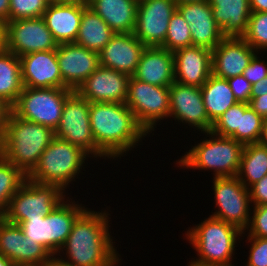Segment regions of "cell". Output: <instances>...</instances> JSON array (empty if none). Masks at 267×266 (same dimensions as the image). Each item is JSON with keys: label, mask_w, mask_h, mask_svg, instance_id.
Returning <instances> with one entry per match:
<instances>
[{"label": "cell", "mask_w": 267, "mask_h": 266, "mask_svg": "<svg viewBox=\"0 0 267 266\" xmlns=\"http://www.w3.org/2000/svg\"><path fill=\"white\" fill-rule=\"evenodd\" d=\"M108 213L106 209L98 212L86 207L74 221L56 259L68 266H118L122 259L109 232ZM63 251L64 258L60 255Z\"/></svg>", "instance_id": "6da1fadb"}, {"label": "cell", "mask_w": 267, "mask_h": 266, "mask_svg": "<svg viewBox=\"0 0 267 266\" xmlns=\"http://www.w3.org/2000/svg\"><path fill=\"white\" fill-rule=\"evenodd\" d=\"M89 117L95 144L110 160L121 159L148 135L125 103H90Z\"/></svg>", "instance_id": "7a4b0ae2"}, {"label": "cell", "mask_w": 267, "mask_h": 266, "mask_svg": "<svg viewBox=\"0 0 267 266\" xmlns=\"http://www.w3.org/2000/svg\"><path fill=\"white\" fill-rule=\"evenodd\" d=\"M54 138L52 128L24 120L11 110L0 154L27 176Z\"/></svg>", "instance_id": "3957f363"}, {"label": "cell", "mask_w": 267, "mask_h": 266, "mask_svg": "<svg viewBox=\"0 0 267 266\" xmlns=\"http://www.w3.org/2000/svg\"><path fill=\"white\" fill-rule=\"evenodd\" d=\"M185 234L184 237L198 257L187 265L211 266L232 262L237 240L245 233L236 226L209 215L203 222L188 228Z\"/></svg>", "instance_id": "277c9868"}, {"label": "cell", "mask_w": 267, "mask_h": 266, "mask_svg": "<svg viewBox=\"0 0 267 266\" xmlns=\"http://www.w3.org/2000/svg\"><path fill=\"white\" fill-rule=\"evenodd\" d=\"M207 137L186 151L175 163L191 170H213V177L237 176L244 145L230 137L203 132Z\"/></svg>", "instance_id": "5b68a950"}, {"label": "cell", "mask_w": 267, "mask_h": 266, "mask_svg": "<svg viewBox=\"0 0 267 266\" xmlns=\"http://www.w3.org/2000/svg\"><path fill=\"white\" fill-rule=\"evenodd\" d=\"M88 157L80 147L55 137L27 179L39 184L57 185L65 192L71 186L69 184L82 173L81 170L85 169L83 164H86Z\"/></svg>", "instance_id": "8992f818"}, {"label": "cell", "mask_w": 267, "mask_h": 266, "mask_svg": "<svg viewBox=\"0 0 267 266\" xmlns=\"http://www.w3.org/2000/svg\"><path fill=\"white\" fill-rule=\"evenodd\" d=\"M57 185L39 184L26 179L9 202L4 219L13 224L29 218H44L66 198Z\"/></svg>", "instance_id": "52a82bcc"}, {"label": "cell", "mask_w": 267, "mask_h": 266, "mask_svg": "<svg viewBox=\"0 0 267 266\" xmlns=\"http://www.w3.org/2000/svg\"><path fill=\"white\" fill-rule=\"evenodd\" d=\"M74 91L69 88L23 87L11 110L20 118L52 128L59 125L66 99Z\"/></svg>", "instance_id": "ba28073f"}, {"label": "cell", "mask_w": 267, "mask_h": 266, "mask_svg": "<svg viewBox=\"0 0 267 266\" xmlns=\"http://www.w3.org/2000/svg\"><path fill=\"white\" fill-rule=\"evenodd\" d=\"M125 104L137 122L151 134L159 121L169 118V86L151 85L130 76Z\"/></svg>", "instance_id": "9c48e42d"}, {"label": "cell", "mask_w": 267, "mask_h": 266, "mask_svg": "<svg viewBox=\"0 0 267 266\" xmlns=\"http://www.w3.org/2000/svg\"><path fill=\"white\" fill-rule=\"evenodd\" d=\"M89 111L90 102L74 91L64 103L55 137L80 147L92 159H106L95 144Z\"/></svg>", "instance_id": "30bf717a"}, {"label": "cell", "mask_w": 267, "mask_h": 266, "mask_svg": "<svg viewBox=\"0 0 267 266\" xmlns=\"http://www.w3.org/2000/svg\"><path fill=\"white\" fill-rule=\"evenodd\" d=\"M213 181L215 205L218 210L210 216L232 224L246 233L252 211L249 189L237 176L213 177Z\"/></svg>", "instance_id": "8fae6325"}, {"label": "cell", "mask_w": 267, "mask_h": 266, "mask_svg": "<svg viewBox=\"0 0 267 266\" xmlns=\"http://www.w3.org/2000/svg\"><path fill=\"white\" fill-rule=\"evenodd\" d=\"M51 31L43 17L6 22L5 50L21 57L38 51L57 49Z\"/></svg>", "instance_id": "7c38bea8"}, {"label": "cell", "mask_w": 267, "mask_h": 266, "mask_svg": "<svg viewBox=\"0 0 267 266\" xmlns=\"http://www.w3.org/2000/svg\"><path fill=\"white\" fill-rule=\"evenodd\" d=\"M175 0H138L134 35L146 46L160 47L166 38Z\"/></svg>", "instance_id": "4fadbf2b"}, {"label": "cell", "mask_w": 267, "mask_h": 266, "mask_svg": "<svg viewBox=\"0 0 267 266\" xmlns=\"http://www.w3.org/2000/svg\"><path fill=\"white\" fill-rule=\"evenodd\" d=\"M0 253L15 266H48L53 259L42 245L25 237L19 225L5 219L0 222Z\"/></svg>", "instance_id": "5bb4252c"}, {"label": "cell", "mask_w": 267, "mask_h": 266, "mask_svg": "<svg viewBox=\"0 0 267 266\" xmlns=\"http://www.w3.org/2000/svg\"><path fill=\"white\" fill-rule=\"evenodd\" d=\"M169 118L195 128L201 133L210 132L213 123L206 112L201 88L174 81L169 86Z\"/></svg>", "instance_id": "9a60e30c"}, {"label": "cell", "mask_w": 267, "mask_h": 266, "mask_svg": "<svg viewBox=\"0 0 267 266\" xmlns=\"http://www.w3.org/2000/svg\"><path fill=\"white\" fill-rule=\"evenodd\" d=\"M130 76L99 66L76 90L90 103H125Z\"/></svg>", "instance_id": "2e32d148"}, {"label": "cell", "mask_w": 267, "mask_h": 266, "mask_svg": "<svg viewBox=\"0 0 267 266\" xmlns=\"http://www.w3.org/2000/svg\"><path fill=\"white\" fill-rule=\"evenodd\" d=\"M56 54L62 81L73 91L100 66L99 53L75 43L58 44Z\"/></svg>", "instance_id": "e0dca14e"}, {"label": "cell", "mask_w": 267, "mask_h": 266, "mask_svg": "<svg viewBox=\"0 0 267 266\" xmlns=\"http://www.w3.org/2000/svg\"><path fill=\"white\" fill-rule=\"evenodd\" d=\"M22 82L29 88H68L62 81L56 49L20 57Z\"/></svg>", "instance_id": "ac0fdd59"}, {"label": "cell", "mask_w": 267, "mask_h": 266, "mask_svg": "<svg viewBox=\"0 0 267 266\" xmlns=\"http://www.w3.org/2000/svg\"><path fill=\"white\" fill-rule=\"evenodd\" d=\"M177 11L189 24L192 46L213 50L225 38L214 20L208 1L177 5Z\"/></svg>", "instance_id": "d6986e66"}, {"label": "cell", "mask_w": 267, "mask_h": 266, "mask_svg": "<svg viewBox=\"0 0 267 266\" xmlns=\"http://www.w3.org/2000/svg\"><path fill=\"white\" fill-rule=\"evenodd\" d=\"M145 48L133 33H115L99 52V64L132 76Z\"/></svg>", "instance_id": "ffe728a7"}, {"label": "cell", "mask_w": 267, "mask_h": 266, "mask_svg": "<svg viewBox=\"0 0 267 266\" xmlns=\"http://www.w3.org/2000/svg\"><path fill=\"white\" fill-rule=\"evenodd\" d=\"M256 53L242 37H225L212 50V74L225 79L242 75Z\"/></svg>", "instance_id": "44dd1931"}, {"label": "cell", "mask_w": 267, "mask_h": 266, "mask_svg": "<svg viewBox=\"0 0 267 266\" xmlns=\"http://www.w3.org/2000/svg\"><path fill=\"white\" fill-rule=\"evenodd\" d=\"M176 82L201 87L212 74V50L189 46L173 52Z\"/></svg>", "instance_id": "7402d4cb"}, {"label": "cell", "mask_w": 267, "mask_h": 266, "mask_svg": "<svg viewBox=\"0 0 267 266\" xmlns=\"http://www.w3.org/2000/svg\"><path fill=\"white\" fill-rule=\"evenodd\" d=\"M84 4L52 1L43 19L58 44L74 43L80 27Z\"/></svg>", "instance_id": "603a6c76"}, {"label": "cell", "mask_w": 267, "mask_h": 266, "mask_svg": "<svg viewBox=\"0 0 267 266\" xmlns=\"http://www.w3.org/2000/svg\"><path fill=\"white\" fill-rule=\"evenodd\" d=\"M72 199L67 197L46 216V250L53 257H57L71 232L74 221L86 209L82 203L79 204Z\"/></svg>", "instance_id": "cb8c5ba5"}, {"label": "cell", "mask_w": 267, "mask_h": 266, "mask_svg": "<svg viewBox=\"0 0 267 266\" xmlns=\"http://www.w3.org/2000/svg\"><path fill=\"white\" fill-rule=\"evenodd\" d=\"M132 76L151 85L170 86L175 81L173 52L158 46L146 47Z\"/></svg>", "instance_id": "d4e9b609"}, {"label": "cell", "mask_w": 267, "mask_h": 266, "mask_svg": "<svg viewBox=\"0 0 267 266\" xmlns=\"http://www.w3.org/2000/svg\"><path fill=\"white\" fill-rule=\"evenodd\" d=\"M214 20L225 37H242L251 15L249 0H208Z\"/></svg>", "instance_id": "484cf974"}, {"label": "cell", "mask_w": 267, "mask_h": 266, "mask_svg": "<svg viewBox=\"0 0 267 266\" xmlns=\"http://www.w3.org/2000/svg\"><path fill=\"white\" fill-rule=\"evenodd\" d=\"M88 6L115 33H134L138 0H90Z\"/></svg>", "instance_id": "4316f807"}, {"label": "cell", "mask_w": 267, "mask_h": 266, "mask_svg": "<svg viewBox=\"0 0 267 266\" xmlns=\"http://www.w3.org/2000/svg\"><path fill=\"white\" fill-rule=\"evenodd\" d=\"M115 32L88 5H84L75 44L99 53Z\"/></svg>", "instance_id": "83f0119b"}, {"label": "cell", "mask_w": 267, "mask_h": 266, "mask_svg": "<svg viewBox=\"0 0 267 266\" xmlns=\"http://www.w3.org/2000/svg\"><path fill=\"white\" fill-rule=\"evenodd\" d=\"M200 88L208 118L212 123L228 108L238 103L225 78L211 74Z\"/></svg>", "instance_id": "f1b7e54d"}, {"label": "cell", "mask_w": 267, "mask_h": 266, "mask_svg": "<svg viewBox=\"0 0 267 266\" xmlns=\"http://www.w3.org/2000/svg\"><path fill=\"white\" fill-rule=\"evenodd\" d=\"M23 87L20 57L6 50L0 52V99L12 108Z\"/></svg>", "instance_id": "f546056e"}, {"label": "cell", "mask_w": 267, "mask_h": 266, "mask_svg": "<svg viewBox=\"0 0 267 266\" xmlns=\"http://www.w3.org/2000/svg\"><path fill=\"white\" fill-rule=\"evenodd\" d=\"M265 175H267V147L258 143L244 145L238 179L249 189Z\"/></svg>", "instance_id": "4dcf8cb0"}, {"label": "cell", "mask_w": 267, "mask_h": 266, "mask_svg": "<svg viewBox=\"0 0 267 266\" xmlns=\"http://www.w3.org/2000/svg\"><path fill=\"white\" fill-rule=\"evenodd\" d=\"M27 176L0 154V212L7 211L9 202Z\"/></svg>", "instance_id": "1f68e13d"}, {"label": "cell", "mask_w": 267, "mask_h": 266, "mask_svg": "<svg viewBox=\"0 0 267 266\" xmlns=\"http://www.w3.org/2000/svg\"><path fill=\"white\" fill-rule=\"evenodd\" d=\"M263 120L248 103L240 102L239 127L230 138L243 145L257 143L261 134Z\"/></svg>", "instance_id": "d6a6232c"}, {"label": "cell", "mask_w": 267, "mask_h": 266, "mask_svg": "<svg viewBox=\"0 0 267 266\" xmlns=\"http://www.w3.org/2000/svg\"><path fill=\"white\" fill-rule=\"evenodd\" d=\"M189 46H192L189 24L176 10L170 18L165 41L160 47L175 52Z\"/></svg>", "instance_id": "836d02e7"}, {"label": "cell", "mask_w": 267, "mask_h": 266, "mask_svg": "<svg viewBox=\"0 0 267 266\" xmlns=\"http://www.w3.org/2000/svg\"><path fill=\"white\" fill-rule=\"evenodd\" d=\"M242 38L258 53L267 51V12H251Z\"/></svg>", "instance_id": "e575fe53"}, {"label": "cell", "mask_w": 267, "mask_h": 266, "mask_svg": "<svg viewBox=\"0 0 267 266\" xmlns=\"http://www.w3.org/2000/svg\"><path fill=\"white\" fill-rule=\"evenodd\" d=\"M50 2V0H10L9 21L43 17Z\"/></svg>", "instance_id": "d590c367"}, {"label": "cell", "mask_w": 267, "mask_h": 266, "mask_svg": "<svg viewBox=\"0 0 267 266\" xmlns=\"http://www.w3.org/2000/svg\"><path fill=\"white\" fill-rule=\"evenodd\" d=\"M240 102L228 108L213 123L211 132L222 137H230L239 127Z\"/></svg>", "instance_id": "8d00e7d4"}, {"label": "cell", "mask_w": 267, "mask_h": 266, "mask_svg": "<svg viewBox=\"0 0 267 266\" xmlns=\"http://www.w3.org/2000/svg\"><path fill=\"white\" fill-rule=\"evenodd\" d=\"M250 223L246 236L267 238V204L252 205ZM253 214V215H252ZM250 228V229H249Z\"/></svg>", "instance_id": "74e56055"}, {"label": "cell", "mask_w": 267, "mask_h": 266, "mask_svg": "<svg viewBox=\"0 0 267 266\" xmlns=\"http://www.w3.org/2000/svg\"><path fill=\"white\" fill-rule=\"evenodd\" d=\"M25 237L31 238L46 249V216L44 218H29L18 224Z\"/></svg>", "instance_id": "f35d334b"}, {"label": "cell", "mask_w": 267, "mask_h": 266, "mask_svg": "<svg viewBox=\"0 0 267 266\" xmlns=\"http://www.w3.org/2000/svg\"><path fill=\"white\" fill-rule=\"evenodd\" d=\"M251 244L245 266H267V238L247 236Z\"/></svg>", "instance_id": "ab89813d"}, {"label": "cell", "mask_w": 267, "mask_h": 266, "mask_svg": "<svg viewBox=\"0 0 267 266\" xmlns=\"http://www.w3.org/2000/svg\"><path fill=\"white\" fill-rule=\"evenodd\" d=\"M258 54L253 56L242 74L252 85L267 77V62L261 60Z\"/></svg>", "instance_id": "60d3db41"}, {"label": "cell", "mask_w": 267, "mask_h": 266, "mask_svg": "<svg viewBox=\"0 0 267 266\" xmlns=\"http://www.w3.org/2000/svg\"><path fill=\"white\" fill-rule=\"evenodd\" d=\"M229 86L238 102L249 103L252 84L243 76L237 75L227 79Z\"/></svg>", "instance_id": "b9f144b4"}, {"label": "cell", "mask_w": 267, "mask_h": 266, "mask_svg": "<svg viewBox=\"0 0 267 266\" xmlns=\"http://www.w3.org/2000/svg\"><path fill=\"white\" fill-rule=\"evenodd\" d=\"M251 203L253 205L267 204V175L249 188Z\"/></svg>", "instance_id": "7bdbcfd3"}, {"label": "cell", "mask_w": 267, "mask_h": 266, "mask_svg": "<svg viewBox=\"0 0 267 266\" xmlns=\"http://www.w3.org/2000/svg\"><path fill=\"white\" fill-rule=\"evenodd\" d=\"M249 106L263 119L267 118V93L257 97H251Z\"/></svg>", "instance_id": "ee69618b"}, {"label": "cell", "mask_w": 267, "mask_h": 266, "mask_svg": "<svg viewBox=\"0 0 267 266\" xmlns=\"http://www.w3.org/2000/svg\"><path fill=\"white\" fill-rule=\"evenodd\" d=\"M11 107L0 99V144L2 143Z\"/></svg>", "instance_id": "f6af8a7d"}, {"label": "cell", "mask_w": 267, "mask_h": 266, "mask_svg": "<svg viewBox=\"0 0 267 266\" xmlns=\"http://www.w3.org/2000/svg\"><path fill=\"white\" fill-rule=\"evenodd\" d=\"M267 93V77L254 83L251 88V97L261 96Z\"/></svg>", "instance_id": "bcb514c9"}, {"label": "cell", "mask_w": 267, "mask_h": 266, "mask_svg": "<svg viewBox=\"0 0 267 266\" xmlns=\"http://www.w3.org/2000/svg\"><path fill=\"white\" fill-rule=\"evenodd\" d=\"M251 12H267V0H249Z\"/></svg>", "instance_id": "7dc6e473"}, {"label": "cell", "mask_w": 267, "mask_h": 266, "mask_svg": "<svg viewBox=\"0 0 267 266\" xmlns=\"http://www.w3.org/2000/svg\"><path fill=\"white\" fill-rule=\"evenodd\" d=\"M10 0H0V19L9 22Z\"/></svg>", "instance_id": "c3c4849f"}, {"label": "cell", "mask_w": 267, "mask_h": 266, "mask_svg": "<svg viewBox=\"0 0 267 266\" xmlns=\"http://www.w3.org/2000/svg\"><path fill=\"white\" fill-rule=\"evenodd\" d=\"M6 48V23L0 19V52Z\"/></svg>", "instance_id": "681fc988"}, {"label": "cell", "mask_w": 267, "mask_h": 266, "mask_svg": "<svg viewBox=\"0 0 267 266\" xmlns=\"http://www.w3.org/2000/svg\"><path fill=\"white\" fill-rule=\"evenodd\" d=\"M257 143L267 147V118L263 120L261 134Z\"/></svg>", "instance_id": "f907efd6"}, {"label": "cell", "mask_w": 267, "mask_h": 266, "mask_svg": "<svg viewBox=\"0 0 267 266\" xmlns=\"http://www.w3.org/2000/svg\"><path fill=\"white\" fill-rule=\"evenodd\" d=\"M0 266H15L11 260L0 253Z\"/></svg>", "instance_id": "816d5d0a"}, {"label": "cell", "mask_w": 267, "mask_h": 266, "mask_svg": "<svg viewBox=\"0 0 267 266\" xmlns=\"http://www.w3.org/2000/svg\"><path fill=\"white\" fill-rule=\"evenodd\" d=\"M59 2H70V3H81L84 5H88L90 3V0H57Z\"/></svg>", "instance_id": "f5cc1de1"}, {"label": "cell", "mask_w": 267, "mask_h": 266, "mask_svg": "<svg viewBox=\"0 0 267 266\" xmlns=\"http://www.w3.org/2000/svg\"><path fill=\"white\" fill-rule=\"evenodd\" d=\"M48 266H68V265L56 259V257H53V259L51 260V263Z\"/></svg>", "instance_id": "db71d44e"}, {"label": "cell", "mask_w": 267, "mask_h": 266, "mask_svg": "<svg viewBox=\"0 0 267 266\" xmlns=\"http://www.w3.org/2000/svg\"><path fill=\"white\" fill-rule=\"evenodd\" d=\"M199 1H208V0H175L177 5L192 3V2H199Z\"/></svg>", "instance_id": "11a10c76"}, {"label": "cell", "mask_w": 267, "mask_h": 266, "mask_svg": "<svg viewBox=\"0 0 267 266\" xmlns=\"http://www.w3.org/2000/svg\"><path fill=\"white\" fill-rule=\"evenodd\" d=\"M211 266H234V264H232V262H230V263L216 264V265H211Z\"/></svg>", "instance_id": "9f6ffc18"}, {"label": "cell", "mask_w": 267, "mask_h": 266, "mask_svg": "<svg viewBox=\"0 0 267 266\" xmlns=\"http://www.w3.org/2000/svg\"><path fill=\"white\" fill-rule=\"evenodd\" d=\"M4 219V214L0 212V222Z\"/></svg>", "instance_id": "6f0895ef"}]
</instances>
